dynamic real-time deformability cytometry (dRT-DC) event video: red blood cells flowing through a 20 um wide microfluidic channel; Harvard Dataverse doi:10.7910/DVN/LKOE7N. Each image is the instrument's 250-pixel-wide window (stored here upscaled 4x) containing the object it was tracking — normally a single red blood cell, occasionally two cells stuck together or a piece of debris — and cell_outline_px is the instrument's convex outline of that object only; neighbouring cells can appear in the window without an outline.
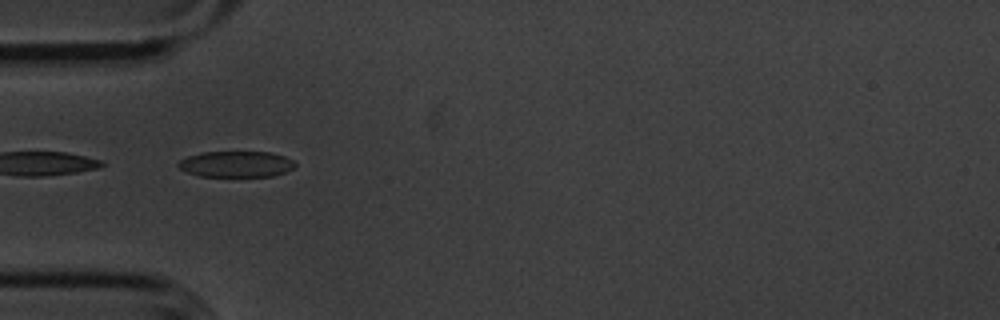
{"species": "common noctule bat (a hibernating species)", "species_latin": "Nyctalus noctula", "temperature_condition": "cold", "stored_images_in_passage": 23, "camera_frame_rate_fps": 3000, "um_per_image_px": 0.085, "animal": {"sex": "male", "body_mass_g": 20.1, "forearm_length_mm": 53.5}, "frame": {"image": 1, "passage_image": 1, "time_ms": 0.0, "image_size_px": [1000, 320], "cell_outline_px": [[296, 164], [292, 168], [284, 172], [272, 176], [200, 176], [188, 172], [180, 168], [176, 164], [180, 160], [188, 156], [200, 152], [268, 152], [284, 156], [292, 160]], "centroid_in_image_um": [20.05, 13.94], "position_along_channel_um": 65.0, "area_um2": 17.51}}
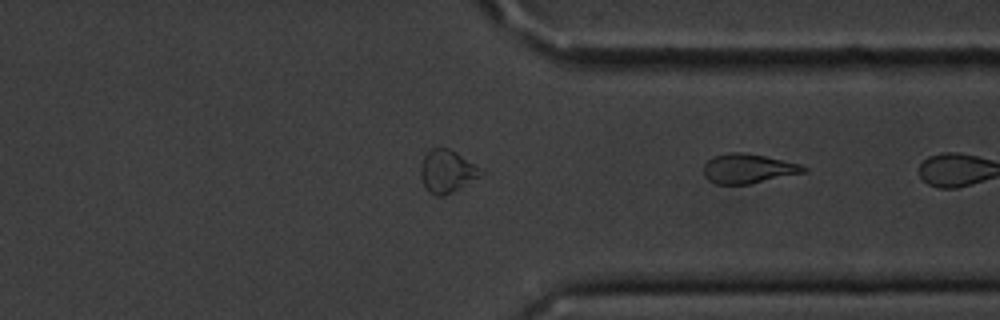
{"frame": {"image": 2, "passage_image": 23, "time_ms": 7.333, "image_size_px": [1000, 320], "cell_outline_px": [[808, 172], [748, 184], [716, 184], [708, 180], [704, 176], [704, 164], [712, 156], [728, 152], [740, 152], [764, 156], [800, 164], [808, 168]], "centroid_in_image_um": [63.58, 14.33], "position_along_channel_um": 347.8, "area_um2": 17.22}}